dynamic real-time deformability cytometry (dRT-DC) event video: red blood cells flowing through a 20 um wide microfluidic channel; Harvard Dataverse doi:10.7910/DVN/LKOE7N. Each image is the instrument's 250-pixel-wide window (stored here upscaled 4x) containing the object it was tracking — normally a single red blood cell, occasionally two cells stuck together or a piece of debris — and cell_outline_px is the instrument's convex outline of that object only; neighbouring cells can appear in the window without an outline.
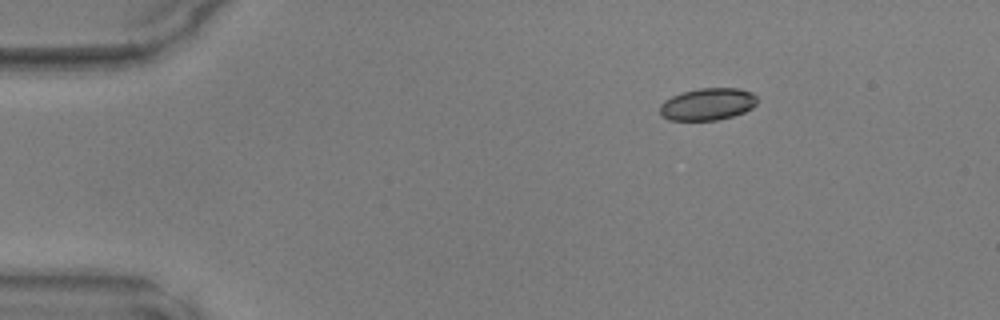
{"species": "common noctule bat (a hibernating species)", "species_latin": "Nyctalus noctula", "temperature_condition": "warm", "stored_images_in_passage": 42, "camera_frame_rate_fps": 3000, "um_per_image_px": 0.085, "animal": {"sex": "male", "body_mass_g": 17.9, "forearm_length_mm": 54.2}, "frame": {"image": 1, "passage_image": 1, "time_ms": 0.0, "image_size_px": [1000, 320], "cell_outline_px": [[756, 104], [752, 108], [744, 112], [732, 116], [716, 120], [668, 120], [660, 116], [660, 104], [664, 100], [672, 96], [684, 92], [700, 88], [740, 88], [752, 92], [756, 96]], "centroid_in_image_um": [60.13, 8.85], "position_along_channel_um": 24.9, "area_um2": 18.26}}
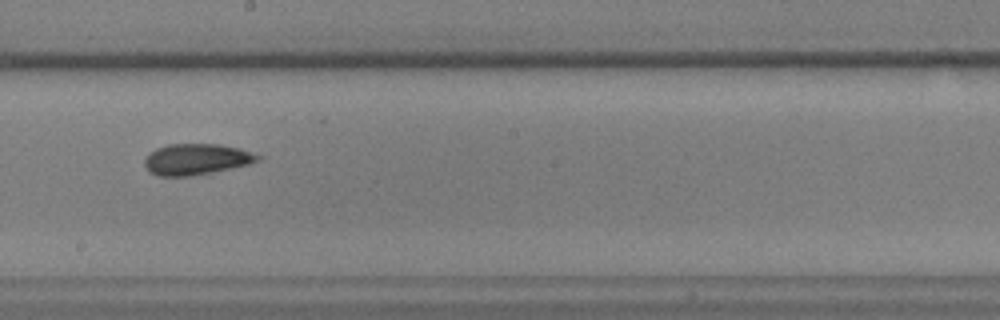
{"frame": {"image": 2, "passage_image": 21, "time_ms": 6.667, "image_size_px": [1000, 320], "cell_outline_px": [[264, 156], [260, 160], [248, 164], [212, 172], [192, 176], [156, 176], [148, 172], [144, 164], [144, 160], [148, 152], [156, 148], [168, 144], [220, 144], [240, 148]], "centroid_in_image_um": [16.67, 13.53], "position_along_channel_um": 231.5, "area_um2": 20.75}}
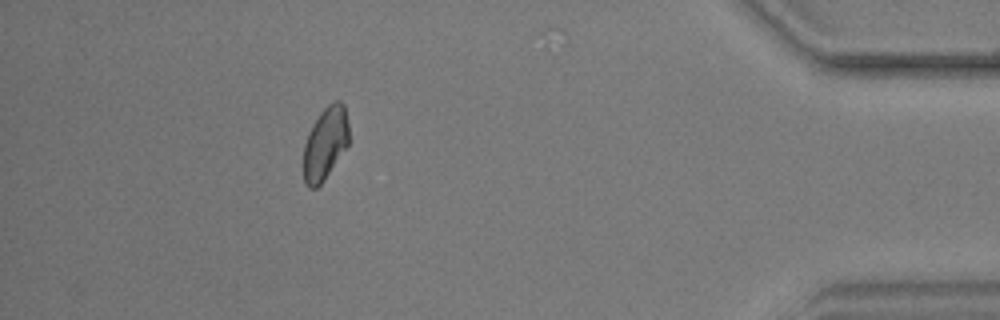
{"frame": {"image": 3, "passage_image": 37, "time_ms": 12.0, "image_size_px": [1000, 320], "cell_outline_px": [[348, 144], [324, 180], [316, 188], [308, 188], [304, 184], [304, 144], [308, 132], [312, 124], [320, 112], [332, 100], [340, 100], [344, 104], [348, 124]], "centroid_in_image_um": [27.63, 12.16], "position_along_channel_um": 407.6, "area_um2": 19.25}}